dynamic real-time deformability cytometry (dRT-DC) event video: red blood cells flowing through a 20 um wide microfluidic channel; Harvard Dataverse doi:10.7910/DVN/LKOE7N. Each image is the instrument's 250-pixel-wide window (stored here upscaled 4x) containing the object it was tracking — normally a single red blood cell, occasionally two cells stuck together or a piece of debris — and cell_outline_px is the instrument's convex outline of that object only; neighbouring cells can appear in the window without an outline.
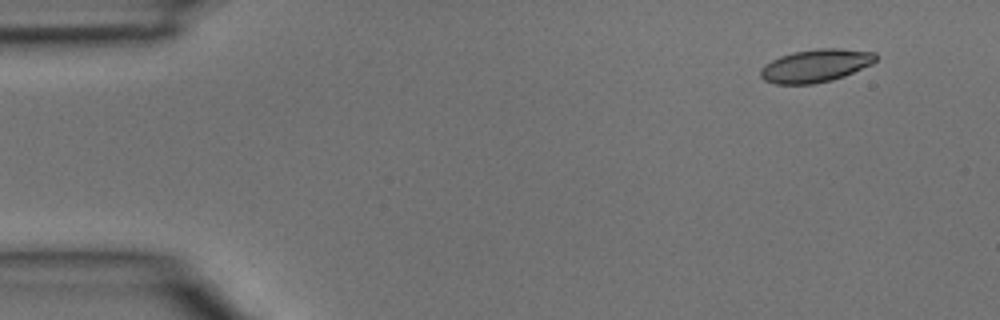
{"species": "common noctule bat (a hibernating species)", "species_latin": "Nyctalus noctula", "temperature_condition": "room temperature", "stored_images_in_passage": 3, "camera_frame_rate_fps": 3000, "um_per_image_px": 0.085, "animal": {"sex": "male", "body_mass_g": 15.6}, "frame": {"image": 1, "passage_image": 1, "time_ms": 0.0, "image_size_px": [1000, 320], "cell_outline_px": [[876, 60], [872, 64], [844, 76], [832, 80], [812, 84], [776, 84], [764, 80], [760, 76], [760, 68], [764, 64], [780, 56], [792, 52], [820, 48], [836, 48], [876, 52]], "centroid_in_image_um": [69.31, 5.58], "position_along_channel_um": 15.7, "area_um2": 22.14}}